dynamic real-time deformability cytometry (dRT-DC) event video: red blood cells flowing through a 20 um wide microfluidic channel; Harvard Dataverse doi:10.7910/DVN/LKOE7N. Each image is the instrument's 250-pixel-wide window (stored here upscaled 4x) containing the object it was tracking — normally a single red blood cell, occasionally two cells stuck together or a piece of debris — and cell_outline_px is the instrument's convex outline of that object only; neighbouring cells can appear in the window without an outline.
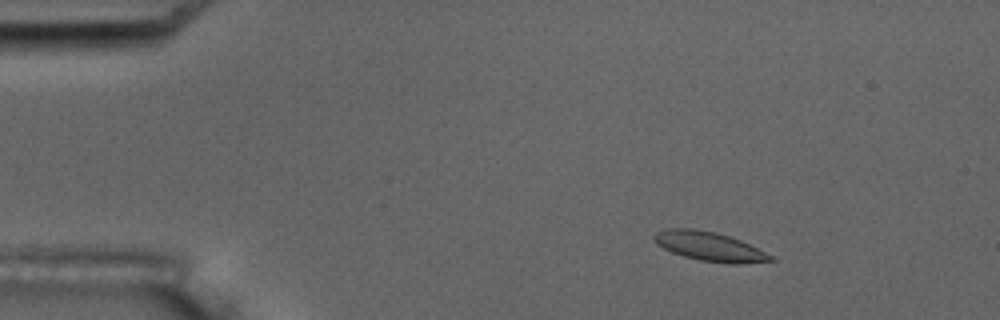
{"species": "common noctule bat (a hibernating species)", "species_latin": "Nyctalus noctula", "temperature_condition": "room temperature", "stored_images_in_passage": 5, "camera_frame_rate_fps": 3000, "um_per_image_px": 0.085, "animal": {"sex": "male", "body_mass_g": 17.5, "forearm_length_mm": 52.3}, "frame": {"image": 1, "passage_image": 3, "time_ms": 2.0, "image_size_px": [1000, 320], "cell_outline_px": [[776, 260], [740, 264], [732, 264], [700, 260], [684, 256], [672, 252], [656, 244], [652, 236], [656, 232], [664, 228], [692, 228], [716, 232], [740, 240], [772, 256]], "centroid_in_image_um": [60.25, 20.94], "position_along_channel_um": 24.7, "area_um2": 19.65}}